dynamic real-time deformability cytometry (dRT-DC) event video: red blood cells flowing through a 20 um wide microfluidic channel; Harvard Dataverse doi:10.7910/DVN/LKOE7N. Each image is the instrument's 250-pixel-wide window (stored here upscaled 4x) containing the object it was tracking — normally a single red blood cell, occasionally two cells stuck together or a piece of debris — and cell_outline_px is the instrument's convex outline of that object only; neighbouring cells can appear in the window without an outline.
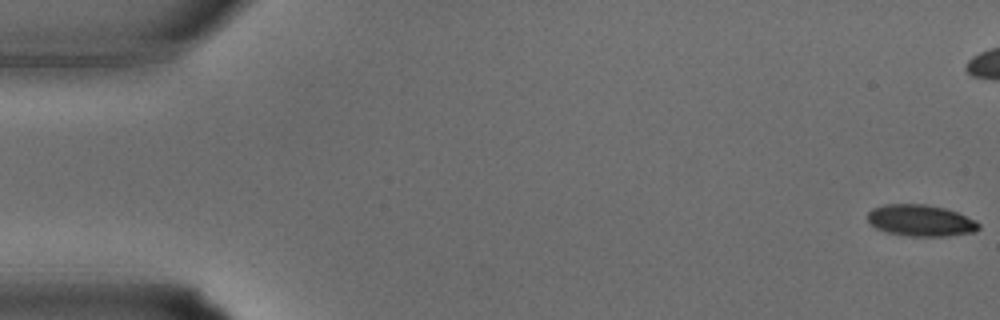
{"species": "common noctule bat (a hibernating species)", "species_latin": "Nyctalus noctula", "temperature_condition": "warm", "stored_images_in_passage": 31, "camera_frame_rate_fps": 3000, "um_per_image_px": 0.085, "animal": {"sex": "male", "body_mass_g": 15.6}, "frame": {"image": 1, "passage_image": 1, "time_ms": 0.0, "image_size_px": [1000, 320], "cell_outline_px": [[980, 228], [972, 232], [948, 236], [908, 236], [888, 232], [876, 228], [868, 220], [868, 212], [872, 208], [884, 204], [924, 204], [944, 208], [956, 212], [976, 220], [980, 224]], "centroid_in_image_um": [78.26, 18.74], "position_along_channel_um": 6.7, "area_um2": 20.29}}
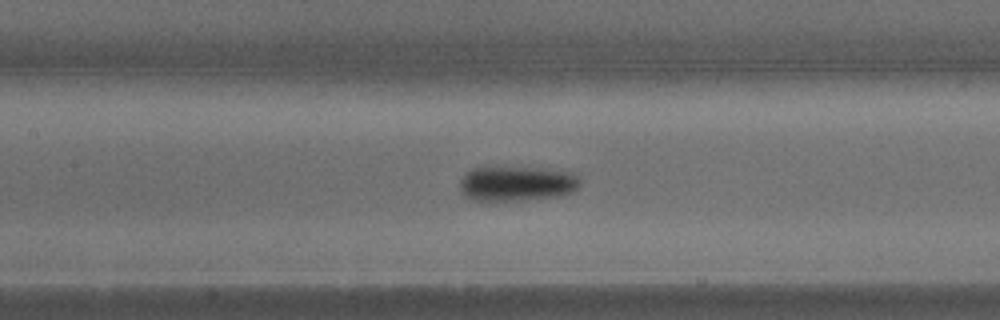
{"frame": {"image": 2, "passage_image": 16, "time_ms": 5.0, "image_size_px": [1000, 320], "cell_outline_px": [[580, 188], [572, 192], [560, 196], [488, 204], [472, 200], [464, 196], [460, 188], [460, 180], [472, 168], [536, 168], [576, 172], [580, 176]], "centroid_in_image_um": [43.94, 15.66], "position_along_channel_um": 163.5, "area_um2": 25.26}}
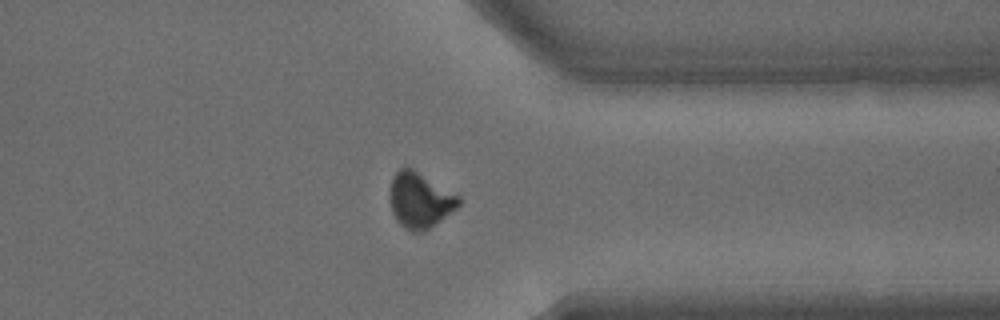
{"frame": {"image": 3, "passage_image": 27, "time_ms": 8.667, "image_size_px": [1000, 320], "cell_outline_px": [[464, 200], [456, 208], [424, 232], [412, 232], [404, 228], [396, 220], [392, 212], [388, 200], [388, 196], [392, 176], [400, 168], [412, 168], [460, 196]], "centroid_in_image_um": [35.66, 17.02], "position_along_channel_um": 375.7, "area_um2": 22.48}}